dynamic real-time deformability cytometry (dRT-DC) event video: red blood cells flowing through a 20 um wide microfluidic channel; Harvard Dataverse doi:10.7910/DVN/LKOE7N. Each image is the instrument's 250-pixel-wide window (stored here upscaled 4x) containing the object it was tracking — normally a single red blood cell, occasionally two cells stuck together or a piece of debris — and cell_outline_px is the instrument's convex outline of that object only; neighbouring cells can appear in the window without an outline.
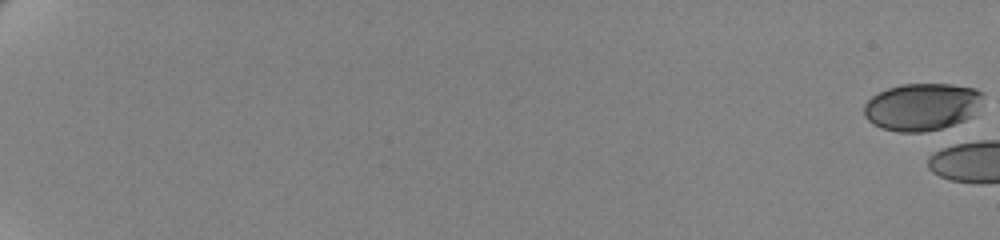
{"species": "human", "species_latin": "Homo sapiens", "temperature_condition": "cold", "stored_images_in_passage": 6, "camera_frame_rate_fps": 3000, "um_per_image_px": 0.085, "donor": {"sex": "female"}, "frame": {"image": 1, "passage_image": 1, "time_ms": 0.0, "image_size_px": [1000, 240], "cell_outline_px": [[984, 92], [972, 116], [964, 120], [940, 128], [924, 132], [900, 132], [880, 128], [868, 120], [864, 116], [864, 104], [872, 96], [888, 88], [900, 84], [952, 84], [976, 88]], "centroid_in_image_um": [78.34, 9.07], "position_along_channel_um": 6.7, "area_um2": 32.66}}